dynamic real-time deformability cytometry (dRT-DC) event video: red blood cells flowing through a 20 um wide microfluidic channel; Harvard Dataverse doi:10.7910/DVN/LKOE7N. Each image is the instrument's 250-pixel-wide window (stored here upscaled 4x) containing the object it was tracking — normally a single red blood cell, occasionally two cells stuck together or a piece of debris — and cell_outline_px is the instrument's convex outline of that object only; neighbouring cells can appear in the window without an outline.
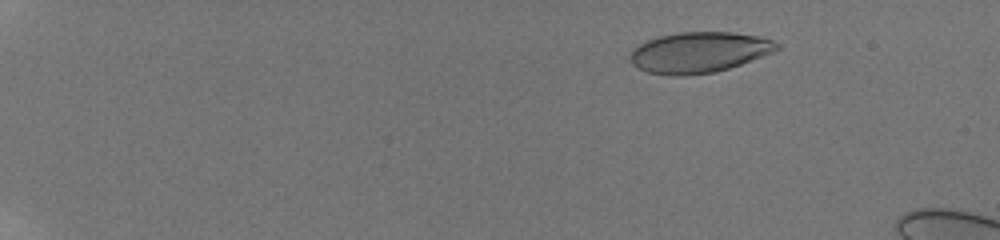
{"species": "human", "species_latin": "Homo sapiens", "temperature_condition": "room temperature", "stored_images_in_passage": 20, "camera_frame_rate_fps": 3000, "um_per_image_px": 0.085, "donor": {"sex": "male"}, "frame": {"image": 1, "passage_image": 9, "time_ms": 2.667, "image_size_px": [1000, 240], "cell_outline_px": [[780, 48], [772, 52], [740, 64], [716, 72], [684, 76], [672, 76], [648, 72], [636, 68], [628, 60], [628, 56], [632, 48], [656, 36], [680, 32], [732, 32], [760, 36], [772, 40], [780, 44]], "centroid_in_image_um": [59.36, 4.45], "position_along_channel_um": 25.6, "area_um2": 35.08}}